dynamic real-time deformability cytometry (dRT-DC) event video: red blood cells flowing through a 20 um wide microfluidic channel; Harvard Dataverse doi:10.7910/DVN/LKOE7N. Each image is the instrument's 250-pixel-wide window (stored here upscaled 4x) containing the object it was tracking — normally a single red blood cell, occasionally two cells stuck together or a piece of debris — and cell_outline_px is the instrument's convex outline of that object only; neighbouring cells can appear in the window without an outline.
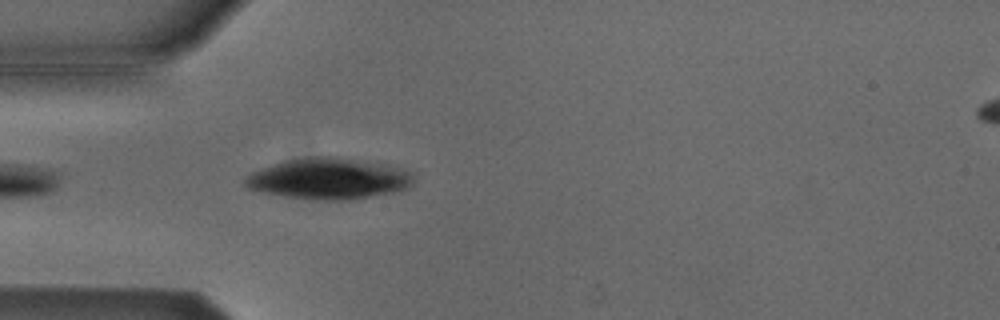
{"species": "Egyptian fruit bat (a non-hibernating species)", "species_latin": "Rousettus aegyptiacus", "temperature_condition": "cold", "stored_images_in_passage": 6, "camera_frame_rate_fps": 3000, "um_per_image_px": 0.085, "animal": {"sex": "male"}, "frame": {"image": 1, "passage_image": 6, "time_ms": 1.667, "image_size_px": [1000, 320], "cell_outline_px": [[412, 184], [408, 188], [392, 192], [352, 200], [316, 200], [284, 196], [248, 188], [244, 184], [244, 180], [252, 172], [284, 160], [316, 156], [332, 156], [388, 164], [412, 172]], "centroid_in_image_um": [27.97, 15.18], "position_along_channel_um": 57.0, "area_um2": 40.11}}